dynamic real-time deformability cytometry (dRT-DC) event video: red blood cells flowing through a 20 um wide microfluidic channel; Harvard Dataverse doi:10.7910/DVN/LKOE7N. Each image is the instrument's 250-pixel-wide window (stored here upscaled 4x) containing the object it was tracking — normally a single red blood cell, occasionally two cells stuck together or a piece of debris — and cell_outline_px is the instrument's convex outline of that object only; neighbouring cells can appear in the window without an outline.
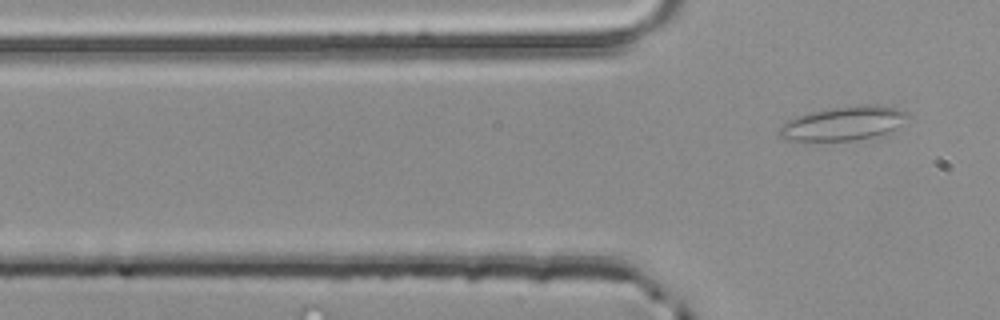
{"species": "common noctule bat (a hibernating species)", "species_latin": "Nyctalus noctula", "temperature_condition": "room temperature", "stored_images_in_passage": 4, "camera_frame_rate_fps": 3000, "um_per_image_px": 0.085, "animal": {"sex": "male", "body_mass_g": 20.4}, "frame": {"image": 1, "passage_image": 4, "time_ms": 1.0, "image_size_px": [1000, 320], "cell_outline_px": [[912, 116], [896, 128], [888, 132], [856, 140], [784, 140], [776, 136], [776, 128], [788, 120], [812, 112], [832, 108], [856, 104], [880, 104], [896, 108], [908, 112]], "centroid_in_image_um": [71.69, 10.47], "position_along_channel_um": 54.1, "area_um2": 25.61}}